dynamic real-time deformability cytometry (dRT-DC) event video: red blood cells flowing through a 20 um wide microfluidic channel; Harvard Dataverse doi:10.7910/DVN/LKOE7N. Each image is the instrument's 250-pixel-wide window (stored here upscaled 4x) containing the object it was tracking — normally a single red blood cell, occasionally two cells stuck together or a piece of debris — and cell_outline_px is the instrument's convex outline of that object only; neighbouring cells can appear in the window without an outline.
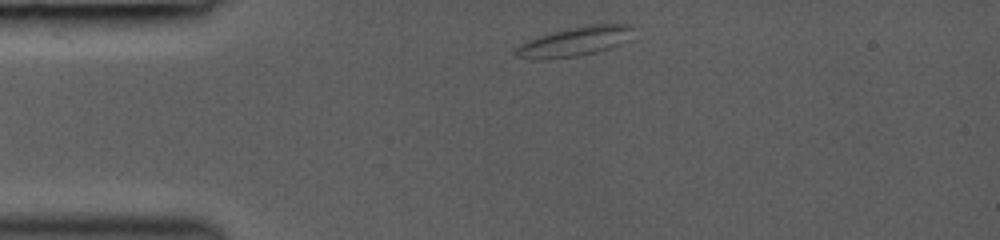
{"species": "common noctule bat (a hibernating species)", "species_latin": "Nyctalus noctula", "temperature_condition": "room temperature", "stored_images_in_passage": 34, "camera_frame_rate_fps": 3000, "um_per_image_px": 0.085, "animal": {"sex": "female", "body_mass_g": 19.0, "forearm_length_mm": 53.3}, "frame": {"image": 1, "passage_image": 1, "time_ms": 0.0, "image_size_px": [1000, 240], "cell_outline_px": [[632, 28], [620, 44], [596, 52], [576, 56], [548, 60], [532, 60], [516, 56], [512, 52], [520, 44], [528, 40], [540, 36], [572, 28], [592, 24], [632, 24]], "centroid_in_image_um": [48.74, 3.56], "position_along_channel_um": 36.3, "area_um2": 19.59}}
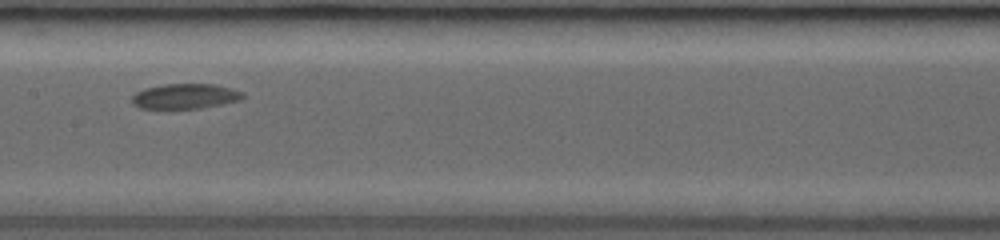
{"frame": {"image": 2, "passage_image": 15, "time_ms": 4.667, "image_size_px": [1000, 240], "cell_outline_px": [[244, 96], [240, 100], [200, 108], [140, 108], [132, 104], [132, 96], [136, 92], [144, 88], [160, 84], [216, 84], [244, 92]], "centroid_in_image_um": [15.71, 8.17], "position_along_channel_um": 191.7, "area_um2": 16.18}}
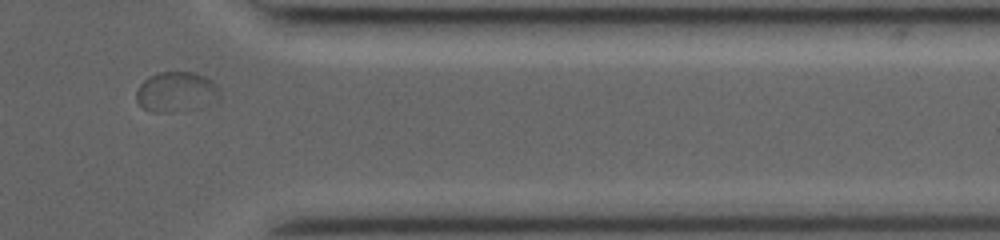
{"frame": {"image": 3, "passage_image": 30, "time_ms": 9.667, "image_size_px": [1000, 240], "cell_outline_px": [[220, 100], [200, 108], [172, 112], [152, 112], [144, 108], [136, 100], [136, 88], [148, 76], [156, 72], [192, 72], [204, 76], [212, 80], [216, 84], [220, 92]], "centroid_in_image_um": [15.0, 7.81], "position_along_channel_um": 396.4, "area_um2": 19.88}}